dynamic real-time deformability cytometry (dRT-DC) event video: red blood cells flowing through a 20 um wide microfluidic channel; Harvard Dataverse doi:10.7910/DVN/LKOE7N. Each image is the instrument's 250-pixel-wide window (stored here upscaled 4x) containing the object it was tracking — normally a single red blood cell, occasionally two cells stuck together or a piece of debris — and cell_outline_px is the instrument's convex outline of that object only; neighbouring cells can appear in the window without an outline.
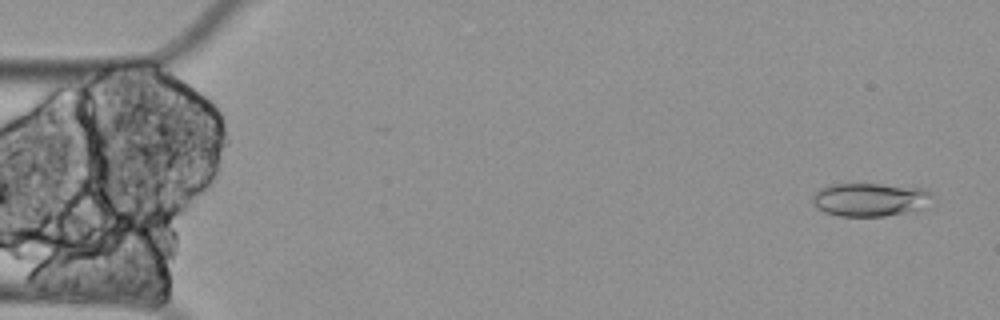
{"species": "Egyptian fruit bat (a non-hibernating species)", "species_latin": "Rousettus aegyptiacus", "temperature_condition": "cold", "stored_images_in_passage": 18, "camera_frame_rate_fps": 3000, "um_per_image_px": 0.085, "animal": {"sex": "female"}, "frame": {"image": 1, "passage_image": 3, "time_ms": 0.667, "image_size_px": [1000, 320], "cell_outline_px": [[932, 196], [928, 208], [884, 216], [840, 216], [824, 212], [816, 208], [812, 200], [812, 196], [820, 188], [828, 184], [880, 184], [924, 188], [932, 192]], "centroid_in_image_um": [73.98, 16.96], "position_along_channel_um": 11.0, "area_um2": 23.58}}
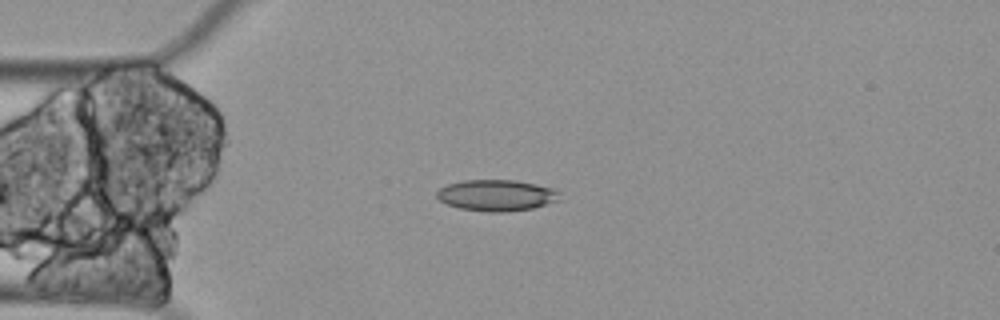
{"frame": {"image": 2, "passage_image": 15, "time_ms": 4.667, "image_size_px": [1000, 320], "cell_outline_px": [[560, 200], [532, 208], [504, 212], [488, 212], [460, 208], [448, 204], [440, 200], [436, 196], [436, 192], [440, 188], [448, 184], [464, 180], [516, 180], [536, 184], [552, 188], [560, 192]], "centroid_in_image_um": [42.22, 16.6], "position_along_channel_um": 42.8, "area_um2": 22.31}}